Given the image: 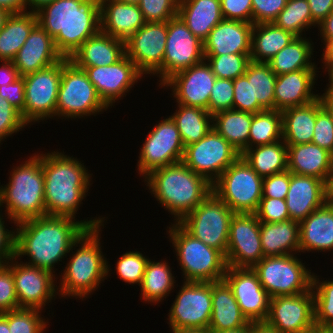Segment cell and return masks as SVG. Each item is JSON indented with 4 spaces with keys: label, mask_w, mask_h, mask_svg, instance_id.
Here are the masks:
<instances>
[{
    "label": "cell",
    "mask_w": 333,
    "mask_h": 333,
    "mask_svg": "<svg viewBox=\"0 0 333 333\" xmlns=\"http://www.w3.org/2000/svg\"><path fill=\"white\" fill-rule=\"evenodd\" d=\"M260 238L264 257L300 253L299 222L295 220L260 222Z\"/></svg>",
    "instance_id": "836d02e7"
},
{
    "label": "cell",
    "mask_w": 333,
    "mask_h": 333,
    "mask_svg": "<svg viewBox=\"0 0 333 333\" xmlns=\"http://www.w3.org/2000/svg\"><path fill=\"white\" fill-rule=\"evenodd\" d=\"M216 76L211 66L202 61L170 77L163 85L172 89L178 104L205 109L209 112V98Z\"/></svg>",
    "instance_id": "603a6c76"
},
{
    "label": "cell",
    "mask_w": 333,
    "mask_h": 333,
    "mask_svg": "<svg viewBox=\"0 0 333 333\" xmlns=\"http://www.w3.org/2000/svg\"><path fill=\"white\" fill-rule=\"evenodd\" d=\"M62 59L54 39L37 23L12 62L23 77L50 67Z\"/></svg>",
    "instance_id": "d4e9b609"
},
{
    "label": "cell",
    "mask_w": 333,
    "mask_h": 333,
    "mask_svg": "<svg viewBox=\"0 0 333 333\" xmlns=\"http://www.w3.org/2000/svg\"><path fill=\"white\" fill-rule=\"evenodd\" d=\"M281 29L302 37L312 27V16L307 0H287L286 6L273 22Z\"/></svg>",
    "instance_id": "f6af8a7d"
},
{
    "label": "cell",
    "mask_w": 333,
    "mask_h": 333,
    "mask_svg": "<svg viewBox=\"0 0 333 333\" xmlns=\"http://www.w3.org/2000/svg\"><path fill=\"white\" fill-rule=\"evenodd\" d=\"M288 170L293 174L314 176L329 182L333 155L314 143L287 145Z\"/></svg>",
    "instance_id": "f546056e"
},
{
    "label": "cell",
    "mask_w": 333,
    "mask_h": 333,
    "mask_svg": "<svg viewBox=\"0 0 333 333\" xmlns=\"http://www.w3.org/2000/svg\"><path fill=\"white\" fill-rule=\"evenodd\" d=\"M101 227L86 229L75 241L79 247L67 262L58 286L59 298L86 299L110 274V265L102 252ZM101 245V246H100Z\"/></svg>",
    "instance_id": "5b68a950"
},
{
    "label": "cell",
    "mask_w": 333,
    "mask_h": 333,
    "mask_svg": "<svg viewBox=\"0 0 333 333\" xmlns=\"http://www.w3.org/2000/svg\"><path fill=\"white\" fill-rule=\"evenodd\" d=\"M101 31L127 41L146 22L137 4L100 0Z\"/></svg>",
    "instance_id": "83f0119b"
},
{
    "label": "cell",
    "mask_w": 333,
    "mask_h": 333,
    "mask_svg": "<svg viewBox=\"0 0 333 333\" xmlns=\"http://www.w3.org/2000/svg\"><path fill=\"white\" fill-rule=\"evenodd\" d=\"M264 323L280 333H309L315 326L312 289L299 295L270 298Z\"/></svg>",
    "instance_id": "ffe728a7"
},
{
    "label": "cell",
    "mask_w": 333,
    "mask_h": 333,
    "mask_svg": "<svg viewBox=\"0 0 333 333\" xmlns=\"http://www.w3.org/2000/svg\"><path fill=\"white\" fill-rule=\"evenodd\" d=\"M151 195L179 223L209 194L212 184L182 161L151 171L144 178Z\"/></svg>",
    "instance_id": "277c9868"
},
{
    "label": "cell",
    "mask_w": 333,
    "mask_h": 333,
    "mask_svg": "<svg viewBox=\"0 0 333 333\" xmlns=\"http://www.w3.org/2000/svg\"><path fill=\"white\" fill-rule=\"evenodd\" d=\"M169 311L170 331L208 328L212 315V282L184 281Z\"/></svg>",
    "instance_id": "5bb4252c"
},
{
    "label": "cell",
    "mask_w": 333,
    "mask_h": 333,
    "mask_svg": "<svg viewBox=\"0 0 333 333\" xmlns=\"http://www.w3.org/2000/svg\"><path fill=\"white\" fill-rule=\"evenodd\" d=\"M41 317V310L19 308L7 312L10 333H43L48 321ZM46 320V321H45Z\"/></svg>",
    "instance_id": "c3c4849f"
},
{
    "label": "cell",
    "mask_w": 333,
    "mask_h": 333,
    "mask_svg": "<svg viewBox=\"0 0 333 333\" xmlns=\"http://www.w3.org/2000/svg\"><path fill=\"white\" fill-rule=\"evenodd\" d=\"M17 260V261H16ZM6 265L12 270L19 308L43 310L59 294L55 274L31 266L16 257ZM56 277V278H55Z\"/></svg>",
    "instance_id": "e0dca14e"
},
{
    "label": "cell",
    "mask_w": 333,
    "mask_h": 333,
    "mask_svg": "<svg viewBox=\"0 0 333 333\" xmlns=\"http://www.w3.org/2000/svg\"><path fill=\"white\" fill-rule=\"evenodd\" d=\"M10 13H8L5 9L0 8V31L4 27V24L9 17Z\"/></svg>",
    "instance_id": "09005b40"
},
{
    "label": "cell",
    "mask_w": 333,
    "mask_h": 333,
    "mask_svg": "<svg viewBox=\"0 0 333 333\" xmlns=\"http://www.w3.org/2000/svg\"><path fill=\"white\" fill-rule=\"evenodd\" d=\"M19 309L12 270L0 265V314Z\"/></svg>",
    "instance_id": "6f0895ef"
},
{
    "label": "cell",
    "mask_w": 333,
    "mask_h": 333,
    "mask_svg": "<svg viewBox=\"0 0 333 333\" xmlns=\"http://www.w3.org/2000/svg\"><path fill=\"white\" fill-rule=\"evenodd\" d=\"M167 39V22H146L126 42V55L145 76L159 77L163 85V58Z\"/></svg>",
    "instance_id": "2e32d148"
},
{
    "label": "cell",
    "mask_w": 333,
    "mask_h": 333,
    "mask_svg": "<svg viewBox=\"0 0 333 333\" xmlns=\"http://www.w3.org/2000/svg\"><path fill=\"white\" fill-rule=\"evenodd\" d=\"M234 214L230 207L212 192L179 224L193 237L226 256L229 228Z\"/></svg>",
    "instance_id": "30bf717a"
},
{
    "label": "cell",
    "mask_w": 333,
    "mask_h": 333,
    "mask_svg": "<svg viewBox=\"0 0 333 333\" xmlns=\"http://www.w3.org/2000/svg\"><path fill=\"white\" fill-rule=\"evenodd\" d=\"M34 154L13 167L9 182L0 186V208L6 207L3 214L14 224L46 215L42 154Z\"/></svg>",
    "instance_id": "8992f818"
},
{
    "label": "cell",
    "mask_w": 333,
    "mask_h": 333,
    "mask_svg": "<svg viewBox=\"0 0 333 333\" xmlns=\"http://www.w3.org/2000/svg\"><path fill=\"white\" fill-rule=\"evenodd\" d=\"M321 42L333 39V11L318 25Z\"/></svg>",
    "instance_id": "a7ac6f4b"
},
{
    "label": "cell",
    "mask_w": 333,
    "mask_h": 333,
    "mask_svg": "<svg viewBox=\"0 0 333 333\" xmlns=\"http://www.w3.org/2000/svg\"><path fill=\"white\" fill-rule=\"evenodd\" d=\"M0 333H10L7 322V312L0 314Z\"/></svg>",
    "instance_id": "11e5206c"
},
{
    "label": "cell",
    "mask_w": 333,
    "mask_h": 333,
    "mask_svg": "<svg viewBox=\"0 0 333 333\" xmlns=\"http://www.w3.org/2000/svg\"><path fill=\"white\" fill-rule=\"evenodd\" d=\"M211 333H250V323L246 327H242L236 330L211 331Z\"/></svg>",
    "instance_id": "2a66077c"
},
{
    "label": "cell",
    "mask_w": 333,
    "mask_h": 333,
    "mask_svg": "<svg viewBox=\"0 0 333 333\" xmlns=\"http://www.w3.org/2000/svg\"><path fill=\"white\" fill-rule=\"evenodd\" d=\"M260 222L276 223L290 220L285 199L261 198L254 213Z\"/></svg>",
    "instance_id": "9f6ffc18"
},
{
    "label": "cell",
    "mask_w": 333,
    "mask_h": 333,
    "mask_svg": "<svg viewBox=\"0 0 333 333\" xmlns=\"http://www.w3.org/2000/svg\"><path fill=\"white\" fill-rule=\"evenodd\" d=\"M83 164L64 151L42 152L46 215L75 219L92 180V174Z\"/></svg>",
    "instance_id": "3957f363"
},
{
    "label": "cell",
    "mask_w": 333,
    "mask_h": 333,
    "mask_svg": "<svg viewBox=\"0 0 333 333\" xmlns=\"http://www.w3.org/2000/svg\"><path fill=\"white\" fill-rule=\"evenodd\" d=\"M307 2L311 10L313 28L333 11V0H307Z\"/></svg>",
    "instance_id": "e7e4bbea"
},
{
    "label": "cell",
    "mask_w": 333,
    "mask_h": 333,
    "mask_svg": "<svg viewBox=\"0 0 333 333\" xmlns=\"http://www.w3.org/2000/svg\"><path fill=\"white\" fill-rule=\"evenodd\" d=\"M323 104L328 108L333 116V100H322Z\"/></svg>",
    "instance_id": "deb4b68c"
},
{
    "label": "cell",
    "mask_w": 333,
    "mask_h": 333,
    "mask_svg": "<svg viewBox=\"0 0 333 333\" xmlns=\"http://www.w3.org/2000/svg\"><path fill=\"white\" fill-rule=\"evenodd\" d=\"M290 185V171L283 172L263 178L262 198L286 199Z\"/></svg>",
    "instance_id": "91938a15"
},
{
    "label": "cell",
    "mask_w": 333,
    "mask_h": 333,
    "mask_svg": "<svg viewBox=\"0 0 333 333\" xmlns=\"http://www.w3.org/2000/svg\"><path fill=\"white\" fill-rule=\"evenodd\" d=\"M78 68L87 73L98 95L109 108L126 97V93L143 77L126 54L112 65Z\"/></svg>",
    "instance_id": "44dd1931"
},
{
    "label": "cell",
    "mask_w": 333,
    "mask_h": 333,
    "mask_svg": "<svg viewBox=\"0 0 333 333\" xmlns=\"http://www.w3.org/2000/svg\"><path fill=\"white\" fill-rule=\"evenodd\" d=\"M221 13L226 20L252 23V0H220Z\"/></svg>",
    "instance_id": "94428289"
},
{
    "label": "cell",
    "mask_w": 333,
    "mask_h": 333,
    "mask_svg": "<svg viewBox=\"0 0 333 333\" xmlns=\"http://www.w3.org/2000/svg\"><path fill=\"white\" fill-rule=\"evenodd\" d=\"M26 1H27V9L29 10V12L36 13L42 7L55 0H26Z\"/></svg>",
    "instance_id": "753ad0ef"
},
{
    "label": "cell",
    "mask_w": 333,
    "mask_h": 333,
    "mask_svg": "<svg viewBox=\"0 0 333 333\" xmlns=\"http://www.w3.org/2000/svg\"><path fill=\"white\" fill-rule=\"evenodd\" d=\"M172 333H211V330L209 328H191L173 330Z\"/></svg>",
    "instance_id": "34e18365"
},
{
    "label": "cell",
    "mask_w": 333,
    "mask_h": 333,
    "mask_svg": "<svg viewBox=\"0 0 333 333\" xmlns=\"http://www.w3.org/2000/svg\"><path fill=\"white\" fill-rule=\"evenodd\" d=\"M205 60L203 42L177 15L167 21V39L163 58V84L174 74Z\"/></svg>",
    "instance_id": "d6986e66"
},
{
    "label": "cell",
    "mask_w": 333,
    "mask_h": 333,
    "mask_svg": "<svg viewBox=\"0 0 333 333\" xmlns=\"http://www.w3.org/2000/svg\"><path fill=\"white\" fill-rule=\"evenodd\" d=\"M325 72L328 74V81L327 88L324 90L325 93L321 94L320 97L322 100H333V65L332 66H325Z\"/></svg>",
    "instance_id": "2644e50d"
},
{
    "label": "cell",
    "mask_w": 333,
    "mask_h": 333,
    "mask_svg": "<svg viewBox=\"0 0 333 333\" xmlns=\"http://www.w3.org/2000/svg\"><path fill=\"white\" fill-rule=\"evenodd\" d=\"M295 254L263 257L252 269L270 298L312 289L313 273Z\"/></svg>",
    "instance_id": "9c48e42d"
},
{
    "label": "cell",
    "mask_w": 333,
    "mask_h": 333,
    "mask_svg": "<svg viewBox=\"0 0 333 333\" xmlns=\"http://www.w3.org/2000/svg\"><path fill=\"white\" fill-rule=\"evenodd\" d=\"M185 146L176 124L169 116L156 124L141 147L137 164L141 177L151 171L182 161Z\"/></svg>",
    "instance_id": "9a60e30c"
},
{
    "label": "cell",
    "mask_w": 333,
    "mask_h": 333,
    "mask_svg": "<svg viewBox=\"0 0 333 333\" xmlns=\"http://www.w3.org/2000/svg\"><path fill=\"white\" fill-rule=\"evenodd\" d=\"M253 23L220 21L203 42L204 55L251 54Z\"/></svg>",
    "instance_id": "484cf974"
},
{
    "label": "cell",
    "mask_w": 333,
    "mask_h": 333,
    "mask_svg": "<svg viewBox=\"0 0 333 333\" xmlns=\"http://www.w3.org/2000/svg\"><path fill=\"white\" fill-rule=\"evenodd\" d=\"M263 178L240 157L212 184L214 192L234 213H255L262 198Z\"/></svg>",
    "instance_id": "8fae6325"
},
{
    "label": "cell",
    "mask_w": 333,
    "mask_h": 333,
    "mask_svg": "<svg viewBox=\"0 0 333 333\" xmlns=\"http://www.w3.org/2000/svg\"><path fill=\"white\" fill-rule=\"evenodd\" d=\"M313 273L314 322L319 327L333 328V279L323 280Z\"/></svg>",
    "instance_id": "bcb514c9"
},
{
    "label": "cell",
    "mask_w": 333,
    "mask_h": 333,
    "mask_svg": "<svg viewBox=\"0 0 333 333\" xmlns=\"http://www.w3.org/2000/svg\"><path fill=\"white\" fill-rule=\"evenodd\" d=\"M125 54V41L100 30L88 38L69 60L77 67L105 66L116 63Z\"/></svg>",
    "instance_id": "4dcf8cb0"
},
{
    "label": "cell",
    "mask_w": 333,
    "mask_h": 333,
    "mask_svg": "<svg viewBox=\"0 0 333 333\" xmlns=\"http://www.w3.org/2000/svg\"><path fill=\"white\" fill-rule=\"evenodd\" d=\"M180 0H141L139 8L145 22H167L177 16Z\"/></svg>",
    "instance_id": "816d5d0a"
},
{
    "label": "cell",
    "mask_w": 333,
    "mask_h": 333,
    "mask_svg": "<svg viewBox=\"0 0 333 333\" xmlns=\"http://www.w3.org/2000/svg\"><path fill=\"white\" fill-rule=\"evenodd\" d=\"M170 117L179 130L184 146L198 142L212 129V115L205 109L177 103Z\"/></svg>",
    "instance_id": "b9f144b4"
},
{
    "label": "cell",
    "mask_w": 333,
    "mask_h": 333,
    "mask_svg": "<svg viewBox=\"0 0 333 333\" xmlns=\"http://www.w3.org/2000/svg\"><path fill=\"white\" fill-rule=\"evenodd\" d=\"M233 86V109L253 114L263 111L258 101H253L251 80H248L245 75H242L233 80Z\"/></svg>",
    "instance_id": "db71d44e"
},
{
    "label": "cell",
    "mask_w": 333,
    "mask_h": 333,
    "mask_svg": "<svg viewBox=\"0 0 333 333\" xmlns=\"http://www.w3.org/2000/svg\"><path fill=\"white\" fill-rule=\"evenodd\" d=\"M61 75L62 60L50 67L23 76L25 105L20 114L27 125L31 126L35 122L56 117Z\"/></svg>",
    "instance_id": "4fadbf2b"
},
{
    "label": "cell",
    "mask_w": 333,
    "mask_h": 333,
    "mask_svg": "<svg viewBox=\"0 0 333 333\" xmlns=\"http://www.w3.org/2000/svg\"><path fill=\"white\" fill-rule=\"evenodd\" d=\"M38 23L36 13L10 14L0 31V61H12Z\"/></svg>",
    "instance_id": "8d00e7d4"
},
{
    "label": "cell",
    "mask_w": 333,
    "mask_h": 333,
    "mask_svg": "<svg viewBox=\"0 0 333 333\" xmlns=\"http://www.w3.org/2000/svg\"><path fill=\"white\" fill-rule=\"evenodd\" d=\"M316 69H302L277 75L274 88V109L283 111L289 107L303 106L316 100L314 94L318 73ZM316 77V78H315Z\"/></svg>",
    "instance_id": "4316f807"
},
{
    "label": "cell",
    "mask_w": 333,
    "mask_h": 333,
    "mask_svg": "<svg viewBox=\"0 0 333 333\" xmlns=\"http://www.w3.org/2000/svg\"><path fill=\"white\" fill-rule=\"evenodd\" d=\"M0 8L5 9L10 14L27 12L26 0H0Z\"/></svg>",
    "instance_id": "003e7915"
},
{
    "label": "cell",
    "mask_w": 333,
    "mask_h": 333,
    "mask_svg": "<svg viewBox=\"0 0 333 333\" xmlns=\"http://www.w3.org/2000/svg\"><path fill=\"white\" fill-rule=\"evenodd\" d=\"M314 43L306 37L294 38L286 47L282 48L269 62L276 75L290 73L302 69H317L312 62Z\"/></svg>",
    "instance_id": "f35d334b"
},
{
    "label": "cell",
    "mask_w": 333,
    "mask_h": 333,
    "mask_svg": "<svg viewBox=\"0 0 333 333\" xmlns=\"http://www.w3.org/2000/svg\"><path fill=\"white\" fill-rule=\"evenodd\" d=\"M328 187V199H333V165H332V172L327 184Z\"/></svg>",
    "instance_id": "979ff035"
},
{
    "label": "cell",
    "mask_w": 333,
    "mask_h": 333,
    "mask_svg": "<svg viewBox=\"0 0 333 333\" xmlns=\"http://www.w3.org/2000/svg\"><path fill=\"white\" fill-rule=\"evenodd\" d=\"M25 126L27 124L23 121L20 112L7 99L0 96V144L7 139L6 137L23 130Z\"/></svg>",
    "instance_id": "11a10c76"
},
{
    "label": "cell",
    "mask_w": 333,
    "mask_h": 333,
    "mask_svg": "<svg viewBox=\"0 0 333 333\" xmlns=\"http://www.w3.org/2000/svg\"><path fill=\"white\" fill-rule=\"evenodd\" d=\"M241 157L262 178L288 169L287 145L283 140L247 148Z\"/></svg>",
    "instance_id": "74e56055"
},
{
    "label": "cell",
    "mask_w": 333,
    "mask_h": 333,
    "mask_svg": "<svg viewBox=\"0 0 333 333\" xmlns=\"http://www.w3.org/2000/svg\"><path fill=\"white\" fill-rule=\"evenodd\" d=\"M0 87L15 82L21 76L12 61H0Z\"/></svg>",
    "instance_id": "03108f58"
},
{
    "label": "cell",
    "mask_w": 333,
    "mask_h": 333,
    "mask_svg": "<svg viewBox=\"0 0 333 333\" xmlns=\"http://www.w3.org/2000/svg\"><path fill=\"white\" fill-rule=\"evenodd\" d=\"M171 269L162 259L159 262L149 259L140 285L141 300L155 305L169 296L176 283Z\"/></svg>",
    "instance_id": "60d3db41"
},
{
    "label": "cell",
    "mask_w": 333,
    "mask_h": 333,
    "mask_svg": "<svg viewBox=\"0 0 333 333\" xmlns=\"http://www.w3.org/2000/svg\"><path fill=\"white\" fill-rule=\"evenodd\" d=\"M282 113V140L286 145L311 143L316 122V100Z\"/></svg>",
    "instance_id": "e575fe53"
},
{
    "label": "cell",
    "mask_w": 333,
    "mask_h": 333,
    "mask_svg": "<svg viewBox=\"0 0 333 333\" xmlns=\"http://www.w3.org/2000/svg\"><path fill=\"white\" fill-rule=\"evenodd\" d=\"M122 3L139 4L141 0H116Z\"/></svg>",
    "instance_id": "67dfc351"
},
{
    "label": "cell",
    "mask_w": 333,
    "mask_h": 333,
    "mask_svg": "<svg viewBox=\"0 0 333 333\" xmlns=\"http://www.w3.org/2000/svg\"><path fill=\"white\" fill-rule=\"evenodd\" d=\"M38 24L54 39L63 58L101 30L100 0H55L36 12Z\"/></svg>",
    "instance_id": "7a4b0ae2"
},
{
    "label": "cell",
    "mask_w": 333,
    "mask_h": 333,
    "mask_svg": "<svg viewBox=\"0 0 333 333\" xmlns=\"http://www.w3.org/2000/svg\"><path fill=\"white\" fill-rule=\"evenodd\" d=\"M287 0H252V23H272L286 6Z\"/></svg>",
    "instance_id": "680465c9"
},
{
    "label": "cell",
    "mask_w": 333,
    "mask_h": 333,
    "mask_svg": "<svg viewBox=\"0 0 333 333\" xmlns=\"http://www.w3.org/2000/svg\"><path fill=\"white\" fill-rule=\"evenodd\" d=\"M309 333H333V328L319 327L315 325L314 328Z\"/></svg>",
    "instance_id": "b9fcfbb0"
},
{
    "label": "cell",
    "mask_w": 333,
    "mask_h": 333,
    "mask_svg": "<svg viewBox=\"0 0 333 333\" xmlns=\"http://www.w3.org/2000/svg\"><path fill=\"white\" fill-rule=\"evenodd\" d=\"M233 80L216 78L209 98V113L214 114L233 109Z\"/></svg>",
    "instance_id": "f5cc1de1"
},
{
    "label": "cell",
    "mask_w": 333,
    "mask_h": 333,
    "mask_svg": "<svg viewBox=\"0 0 333 333\" xmlns=\"http://www.w3.org/2000/svg\"><path fill=\"white\" fill-rule=\"evenodd\" d=\"M224 280L232 288L242 314L251 323L264 322L269 311L270 296L252 268L228 267Z\"/></svg>",
    "instance_id": "7402d4cb"
},
{
    "label": "cell",
    "mask_w": 333,
    "mask_h": 333,
    "mask_svg": "<svg viewBox=\"0 0 333 333\" xmlns=\"http://www.w3.org/2000/svg\"><path fill=\"white\" fill-rule=\"evenodd\" d=\"M252 113L235 109L212 116V128L241 154L248 148Z\"/></svg>",
    "instance_id": "ab89813d"
},
{
    "label": "cell",
    "mask_w": 333,
    "mask_h": 333,
    "mask_svg": "<svg viewBox=\"0 0 333 333\" xmlns=\"http://www.w3.org/2000/svg\"><path fill=\"white\" fill-rule=\"evenodd\" d=\"M312 143L333 155V116L320 96L316 99V122Z\"/></svg>",
    "instance_id": "f907efd6"
},
{
    "label": "cell",
    "mask_w": 333,
    "mask_h": 333,
    "mask_svg": "<svg viewBox=\"0 0 333 333\" xmlns=\"http://www.w3.org/2000/svg\"><path fill=\"white\" fill-rule=\"evenodd\" d=\"M167 230L183 281L214 282L224 279L228 268L225 255L189 234L179 223H171Z\"/></svg>",
    "instance_id": "52a82bcc"
},
{
    "label": "cell",
    "mask_w": 333,
    "mask_h": 333,
    "mask_svg": "<svg viewBox=\"0 0 333 333\" xmlns=\"http://www.w3.org/2000/svg\"><path fill=\"white\" fill-rule=\"evenodd\" d=\"M149 258L139 251H129L116 262V273L119 279L129 284L141 285Z\"/></svg>",
    "instance_id": "681fc988"
},
{
    "label": "cell",
    "mask_w": 333,
    "mask_h": 333,
    "mask_svg": "<svg viewBox=\"0 0 333 333\" xmlns=\"http://www.w3.org/2000/svg\"><path fill=\"white\" fill-rule=\"evenodd\" d=\"M250 333H280V332L266 325L264 322H258V323L250 322Z\"/></svg>",
    "instance_id": "8c879c8a"
},
{
    "label": "cell",
    "mask_w": 333,
    "mask_h": 333,
    "mask_svg": "<svg viewBox=\"0 0 333 333\" xmlns=\"http://www.w3.org/2000/svg\"><path fill=\"white\" fill-rule=\"evenodd\" d=\"M225 257L228 267L234 268H253L264 257L260 221L254 213L233 215Z\"/></svg>",
    "instance_id": "ac0fdd59"
},
{
    "label": "cell",
    "mask_w": 333,
    "mask_h": 333,
    "mask_svg": "<svg viewBox=\"0 0 333 333\" xmlns=\"http://www.w3.org/2000/svg\"><path fill=\"white\" fill-rule=\"evenodd\" d=\"M249 323L229 284L224 279L212 282V315L208 328L211 331L236 330Z\"/></svg>",
    "instance_id": "1f68e13d"
},
{
    "label": "cell",
    "mask_w": 333,
    "mask_h": 333,
    "mask_svg": "<svg viewBox=\"0 0 333 333\" xmlns=\"http://www.w3.org/2000/svg\"><path fill=\"white\" fill-rule=\"evenodd\" d=\"M285 200L290 219L300 222L329 200L327 183L314 176L290 172Z\"/></svg>",
    "instance_id": "cb8c5ba5"
},
{
    "label": "cell",
    "mask_w": 333,
    "mask_h": 333,
    "mask_svg": "<svg viewBox=\"0 0 333 333\" xmlns=\"http://www.w3.org/2000/svg\"><path fill=\"white\" fill-rule=\"evenodd\" d=\"M0 210V265H3L15 256V229L11 231L5 227Z\"/></svg>",
    "instance_id": "be15d7a7"
},
{
    "label": "cell",
    "mask_w": 333,
    "mask_h": 333,
    "mask_svg": "<svg viewBox=\"0 0 333 333\" xmlns=\"http://www.w3.org/2000/svg\"><path fill=\"white\" fill-rule=\"evenodd\" d=\"M87 73L68 58L62 59V75L56 105V117L83 118L107 111ZM67 117V118H66Z\"/></svg>",
    "instance_id": "ba28073f"
},
{
    "label": "cell",
    "mask_w": 333,
    "mask_h": 333,
    "mask_svg": "<svg viewBox=\"0 0 333 333\" xmlns=\"http://www.w3.org/2000/svg\"><path fill=\"white\" fill-rule=\"evenodd\" d=\"M294 38H296L295 35L281 29L273 22L253 24L250 54L251 61L269 62Z\"/></svg>",
    "instance_id": "d590c367"
},
{
    "label": "cell",
    "mask_w": 333,
    "mask_h": 333,
    "mask_svg": "<svg viewBox=\"0 0 333 333\" xmlns=\"http://www.w3.org/2000/svg\"><path fill=\"white\" fill-rule=\"evenodd\" d=\"M251 80L253 101H258L263 110L274 109V88L277 75L268 63L250 61L244 74Z\"/></svg>",
    "instance_id": "7bdbcfd3"
},
{
    "label": "cell",
    "mask_w": 333,
    "mask_h": 333,
    "mask_svg": "<svg viewBox=\"0 0 333 333\" xmlns=\"http://www.w3.org/2000/svg\"><path fill=\"white\" fill-rule=\"evenodd\" d=\"M206 62L217 78L235 80L246 72L250 63V54L204 55Z\"/></svg>",
    "instance_id": "7dc6e473"
},
{
    "label": "cell",
    "mask_w": 333,
    "mask_h": 333,
    "mask_svg": "<svg viewBox=\"0 0 333 333\" xmlns=\"http://www.w3.org/2000/svg\"><path fill=\"white\" fill-rule=\"evenodd\" d=\"M282 140V113L279 110H263L252 113L248 148L271 144Z\"/></svg>",
    "instance_id": "ee69618b"
},
{
    "label": "cell",
    "mask_w": 333,
    "mask_h": 333,
    "mask_svg": "<svg viewBox=\"0 0 333 333\" xmlns=\"http://www.w3.org/2000/svg\"><path fill=\"white\" fill-rule=\"evenodd\" d=\"M300 255L333 250V201L328 200L299 222Z\"/></svg>",
    "instance_id": "f1b7e54d"
},
{
    "label": "cell",
    "mask_w": 333,
    "mask_h": 333,
    "mask_svg": "<svg viewBox=\"0 0 333 333\" xmlns=\"http://www.w3.org/2000/svg\"><path fill=\"white\" fill-rule=\"evenodd\" d=\"M106 217L78 220L67 216L44 215L16 223L15 256L30 257L26 264L55 273L61 262L75 247V241L86 229L104 227ZM20 257V258H19Z\"/></svg>",
    "instance_id": "6da1fadb"
},
{
    "label": "cell",
    "mask_w": 333,
    "mask_h": 333,
    "mask_svg": "<svg viewBox=\"0 0 333 333\" xmlns=\"http://www.w3.org/2000/svg\"><path fill=\"white\" fill-rule=\"evenodd\" d=\"M323 46V52L321 55V61L324 66H332L333 65V39L326 40Z\"/></svg>",
    "instance_id": "89a4df30"
},
{
    "label": "cell",
    "mask_w": 333,
    "mask_h": 333,
    "mask_svg": "<svg viewBox=\"0 0 333 333\" xmlns=\"http://www.w3.org/2000/svg\"><path fill=\"white\" fill-rule=\"evenodd\" d=\"M177 15L202 42L224 19L220 0H180Z\"/></svg>",
    "instance_id": "d6a6232c"
},
{
    "label": "cell",
    "mask_w": 333,
    "mask_h": 333,
    "mask_svg": "<svg viewBox=\"0 0 333 333\" xmlns=\"http://www.w3.org/2000/svg\"><path fill=\"white\" fill-rule=\"evenodd\" d=\"M240 157L241 153L212 128L198 142L185 146L182 162L213 184Z\"/></svg>",
    "instance_id": "7c38bea8"
},
{
    "label": "cell",
    "mask_w": 333,
    "mask_h": 333,
    "mask_svg": "<svg viewBox=\"0 0 333 333\" xmlns=\"http://www.w3.org/2000/svg\"><path fill=\"white\" fill-rule=\"evenodd\" d=\"M0 96L8 100L20 113L24 110L25 105V81L20 77L9 85L0 87Z\"/></svg>",
    "instance_id": "6125c7cd"
}]
</instances>
